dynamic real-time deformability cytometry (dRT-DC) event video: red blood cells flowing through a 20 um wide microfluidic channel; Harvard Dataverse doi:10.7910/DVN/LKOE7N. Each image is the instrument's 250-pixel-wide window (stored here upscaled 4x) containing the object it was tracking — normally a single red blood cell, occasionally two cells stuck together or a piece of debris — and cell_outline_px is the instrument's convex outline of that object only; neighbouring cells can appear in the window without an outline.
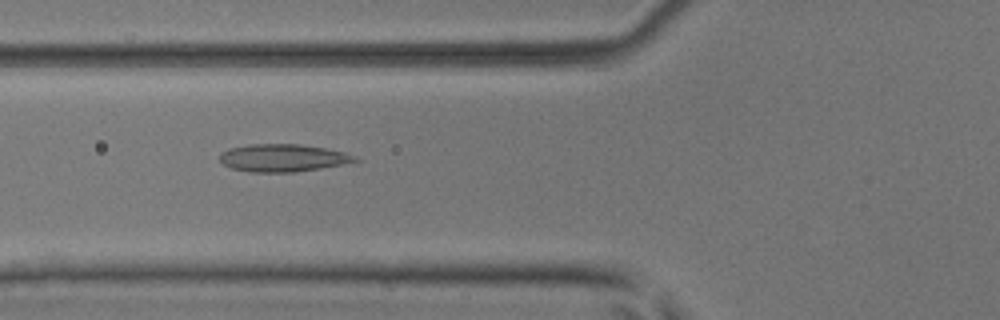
{"species": "common noctule bat (a hibernating species)", "species_latin": "Nyctalus noctula", "temperature_condition": "room temperature", "stored_images_in_passage": 51, "camera_frame_rate_fps": 3000, "um_per_image_px": 0.085, "animal": {"sex": "male", "body_mass_g": 17.9, "forearm_length_mm": 54.2}, "frame": {"image": 1, "passage_image": 20, "time_ms": 6.333, "image_size_px": [1000, 320], "cell_outline_px": [[360, 160], [320, 168], [296, 172], [248, 172], [232, 168], [224, 164], [220, 160], [220, 152], [228, 148], [248, 144], [300, 144], [324, 148], [344, 152], [356, 156]], "centroid_in_image_um": [24.0, 13.41], "position_along_channel_um": 101.8, "area_um2": 21.68}}
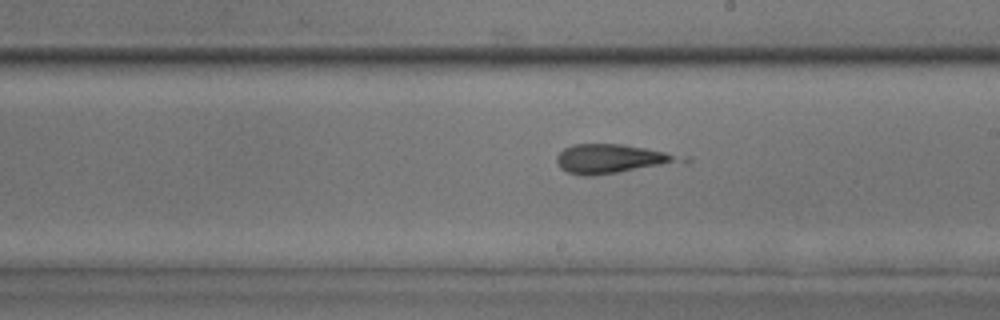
{"frame": {"image": 2, "passage_image": 30, "time_ms": 9.667, "image_size_px": [1000, 320], "cell_outline_px": [[692, 160], [688, 164], [592, 176], [580, 176], [568, 172], [560, 168], [556, 160], [556, 156], [564, 148], [572, 144], [624, 144], [692, 156]], "centroid_in_image_um": [52.27, 13.52], "position_along_channel_um": 236.7, "area_um2": 22.48}}
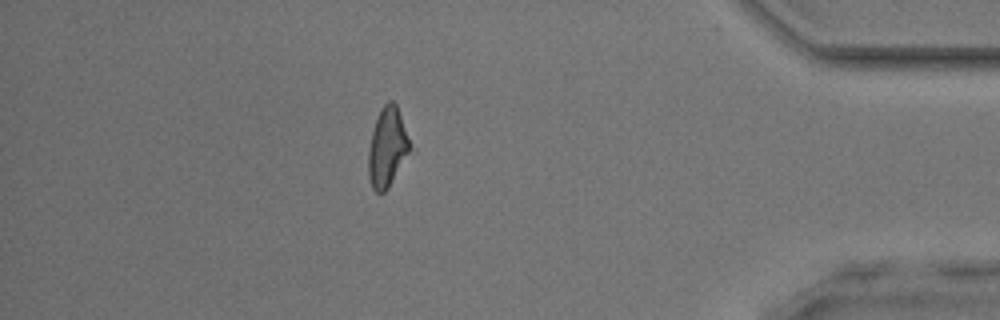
{"frame": {"image": 3, "passage_image": 45, "time_ms": 14.667, "image_size_px": [1000, 320], "cell_outline_px": [[408, 152], [388, 188], [384, 192], [376, 192], [372, 188], [368, 176], [368, 148], [372, 132], [380, 108], [388, 100], [392, 100], [396, 104], [408, 140]], "centroid_in_image_um": [32.85, 12.52], "position_along_channel_um": 402.3, "area_um2": 18.5}}